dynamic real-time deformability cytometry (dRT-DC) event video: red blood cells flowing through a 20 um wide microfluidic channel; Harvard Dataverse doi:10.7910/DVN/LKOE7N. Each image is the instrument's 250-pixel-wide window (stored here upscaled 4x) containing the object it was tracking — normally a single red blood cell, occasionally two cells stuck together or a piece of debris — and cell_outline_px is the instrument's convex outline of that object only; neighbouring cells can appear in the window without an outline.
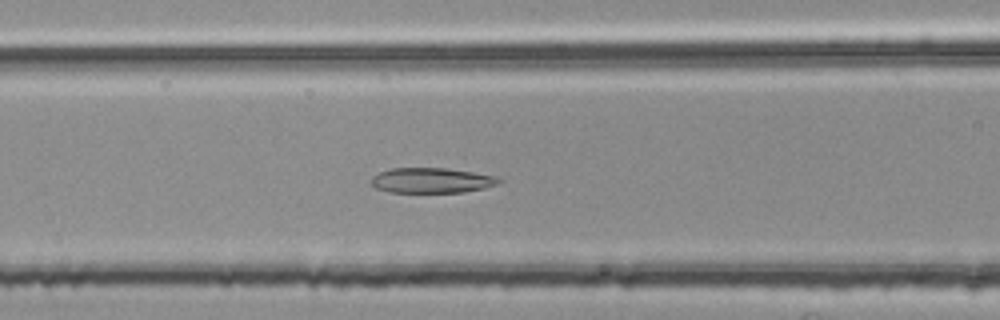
{"species": "common noctule bat (a hibernating species)", "species_latin": "Nyctalus noctula", "temperature_condition": "room temperature", "stored_images_in_passage": 36, "camera_frame_rate_fps": 3000, "um_per_image_px": 0.085, "animal": {"sex": "female", "body_mass_g": 25.1}, "frame": {"image": 1, "passage_image": 6, "time_ms": 1.667, "image_size_px": [1000, 320], "cell_outline_px": [[504, 180], [496, 184], [484, 188], [464, 192], [388, 192], [376, 188], [372, 184], [372, 176], [380, 172], [392, 168], [444, 168], [500, 176]], "centroid_in_image_um": [36.73, 15.33], "position_along_channel_um": 129.9, "area_um2": 18.73}}
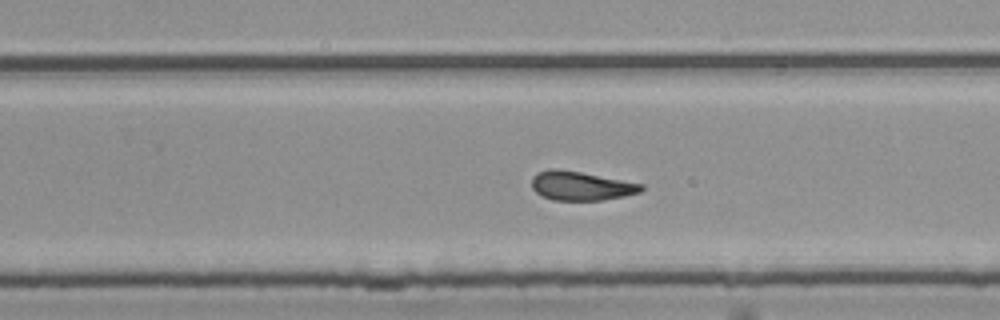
{"frame": {"image": 2, "passage_image": 18, "time_ms": 5.667, "image_size_px": [1000, 320], "cell_outline_px": [[644, 188], [640, 192], [624, 196], [604, 200], [552, 200], [536, 192], [532, 188], [532, 176], [536, 172], [548, 168], [556, 168], [580, 172], [644, 184]], "centroid_in_image_um": [49.36, 15.79], "position_along_channel_um": 280.4, "area_um2": 18.55}}
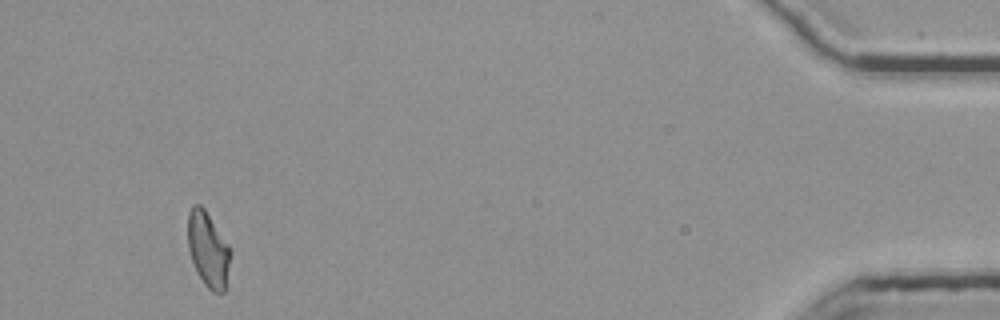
{"frame": {"image": 3, "passage_image": 35, "time_ms": 11.333, "image_size_px": [1000, 320], "cell_outline_px": [[232, 252], [224, 292], [212, 292], [204, 284], [192, 260], [188, 248], [188, 212], [192, 204], [200, 204], [204, 208], [228, 244]], "centroid_in_image_um": [17.69, 21.18], "position_along_channel_um": 417.5, "area_um2": 18.5}, "authors_computed_cell_mechanics": {"area_um2": 18.8428, "velocity_mm_per_s": 3.766, "shape_relaxation_time_tau1_ms": 10.846, "shape_relaxation_time_tau2_ms": 2.4083, "deformation_change_tau1": 0.2316, "deformation_change_tau2": 0.1116}}